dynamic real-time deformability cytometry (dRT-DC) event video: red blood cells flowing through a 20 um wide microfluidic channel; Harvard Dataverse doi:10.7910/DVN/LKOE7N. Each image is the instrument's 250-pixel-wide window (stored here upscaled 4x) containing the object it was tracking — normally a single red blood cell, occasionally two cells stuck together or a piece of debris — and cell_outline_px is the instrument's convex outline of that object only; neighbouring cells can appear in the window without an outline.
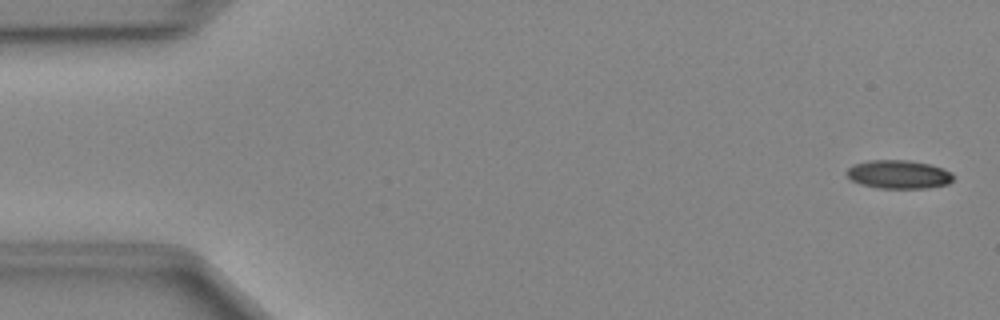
{"species": "Egyptian fruit bat (a non-hibernating species)", "species_latin": "Rousettus aegyptiacus", "temperature_condition": "cold", "stored_images_in_passage": 49, "camera_frame_rate_fps": 3000, "um_per_image_px": 0.085, "animal": {"sex": "female"}, "frame": {"image": 1, "passage_image": 2, "time_ms": 0.333, "image_size_px": [1000, 320], "cell_outline_px": [[952, 180], [948, 184], [928, 188], [876, 188], [860, 184], [852, 180], [844, 172], [852, 164], [868, 160], [908, 160], [932, 164], [944, 168], [952, 172]], "centroid_in_image_um": [76.37, 14.81], "position_along_channel_um": 8.6, "area_um2": 17.98}}
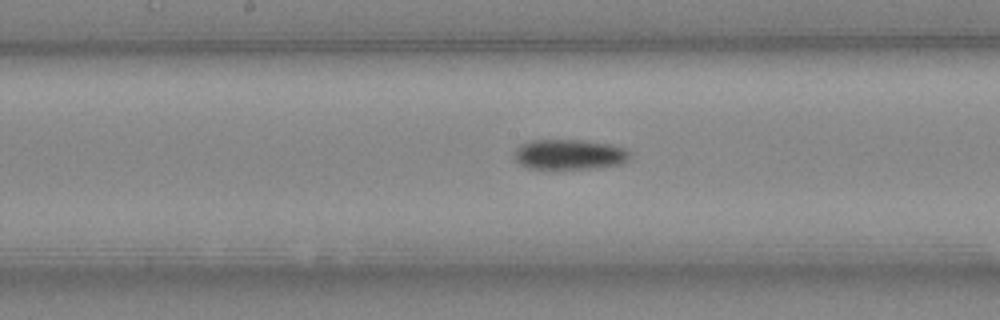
{"frame": {"image": 2, "passage_image": 25, "time_ms": 8.0, "image_size_px": [1000, 320], "cell_outline_px": [[628, 160], [620, 164], [588, 168], [528, 168], [520, 164], [516, 160], [516, 148], [520, 144], [532, 140], [580, 140], [612, 144], [624, 148], [628, 152]], "centroid_in_image_um": [48.38, 13.11], "position_along_channel_um": 199.8, "area_um2": 19.94}}
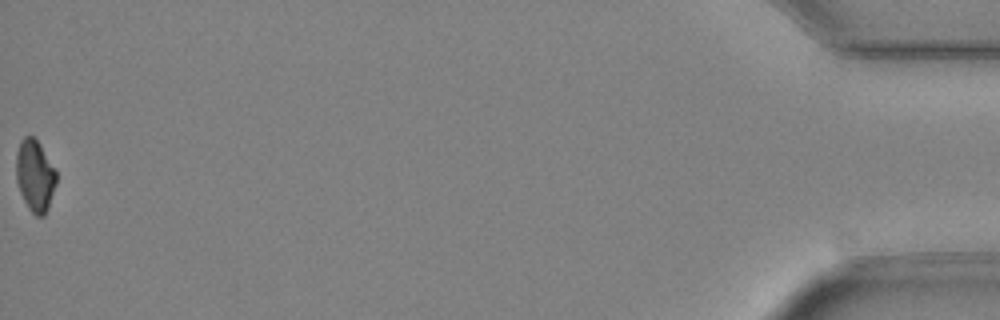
{"frame": {"image": 3, "passage_image": 49, "time_ms": 16.0, "image_size_px": [1000, 320], "cell_outline_px": [[56, 184], [48, 208], [44, 216], [36, 216], [28, 208], [20, 192], [16, 180], [16, 152], [20, 140], [24, 136], [32, 136], [40, 144], [56, 172]], "centroid_in_image_um": [2.95, 14.93], "position_along_channel_um": 432.2, "area_um2": 16.7}}